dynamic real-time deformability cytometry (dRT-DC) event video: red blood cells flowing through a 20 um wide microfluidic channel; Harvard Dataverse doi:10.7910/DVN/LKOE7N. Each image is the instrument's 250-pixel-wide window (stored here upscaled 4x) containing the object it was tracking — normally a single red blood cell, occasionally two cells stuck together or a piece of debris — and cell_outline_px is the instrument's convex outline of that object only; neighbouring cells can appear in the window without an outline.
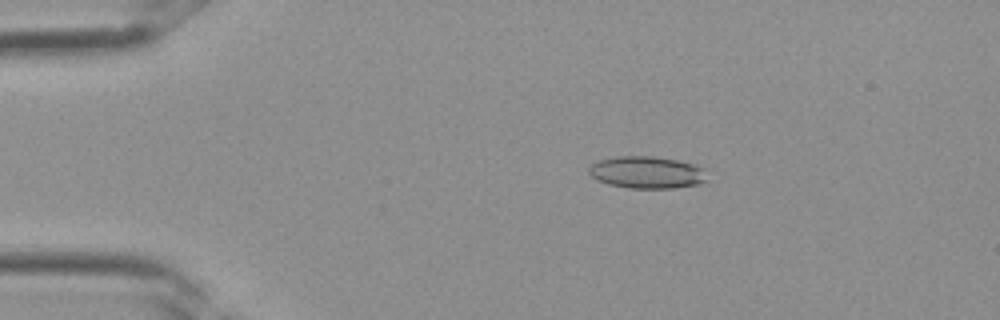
{"species": "Egyptian fruit bat (a non-hibernating species)", "species_latin": "Rousettus aegyptiacus", "temperature_condition": "room temperature", "stored_images_in_passage": 3, "camera_frame_rate_fps": 3000, "um_per_image_px": 0.085, "frame": {"image": 1, "passage_image": 2, "time_ms": 0.333, "image_size_px": [1000, 320], "cell_outline_px": [[708, 180], [700, 184], [676, 188], [628, 188], [608, 184], [596, 180], [588, 172], [588, 168], [592, 164], [600, 160], [616, 156], [652, 156], [676, 160], [696, 164], [704, 168]], "centroid_in_image_um": [55.01, 14.66], "position_along_channel_um": 30.0, "area_um2": 22.37}}